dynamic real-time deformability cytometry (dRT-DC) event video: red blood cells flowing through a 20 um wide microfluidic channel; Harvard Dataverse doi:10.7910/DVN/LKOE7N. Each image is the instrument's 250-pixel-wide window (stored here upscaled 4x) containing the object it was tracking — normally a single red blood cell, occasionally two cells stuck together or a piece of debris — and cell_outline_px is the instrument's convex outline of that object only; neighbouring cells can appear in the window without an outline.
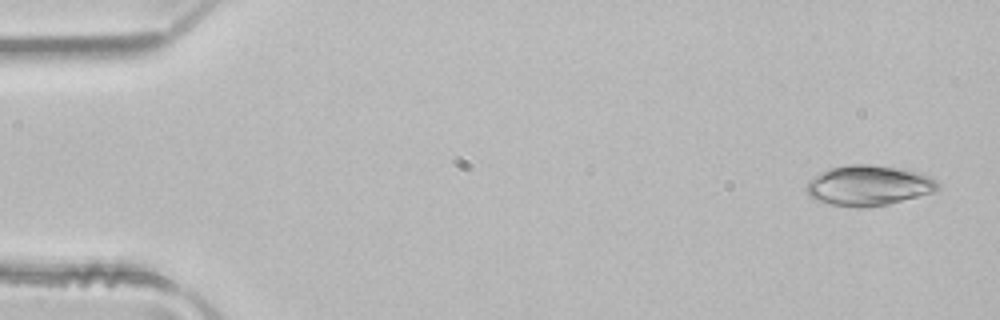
{"species": "common noctule bat (a hibernating species)", "species_latin": "Nyctalus noctula", "temperature_condition": "room temperature", "stored_images_in_passage": 4, "camera_frame_rate_fps": 3000, "um_per_image_px": 0.085, "animal": {"sex": "male", "body_mass_g": 21.5, "forearm_length_mm": 52.0}, "frame": {"image": 1, "passage_image": 1, "time_ms": 0.0, "image_size_px": [1000, 320], "cell_outline_px": [[940, 188], [932, 192], [888, 204], [868, 208], [856, 208], [832, 204], [816, 200], [808, 196], [804, 188], [808, 180], [812, 176], [820, 172], [832, 168], [848, 164], [872, 164], [896, 168], [916, 172], [928, 176], [936, 180], [940, 184]], "centroid_in_image_um": [73.77, 15.77], "position_along_channel_um": 11.2, "area_um2": 30.92}}
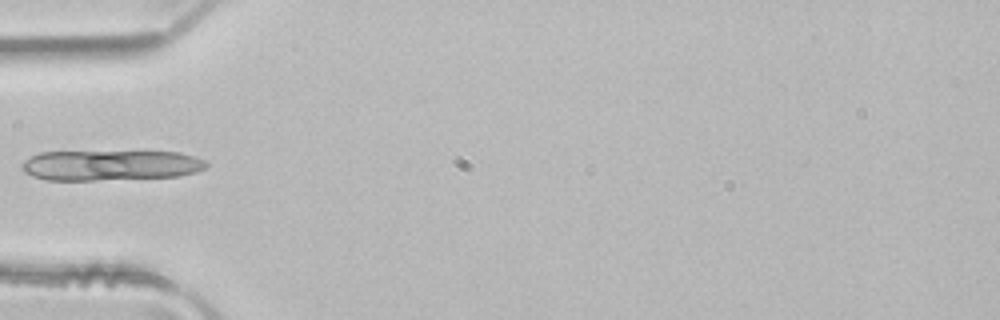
{"frame": {"image": 2, "passage_image": 4, "time_ms": 1.0, "image_size_px": [1000, 320], "cell_outline_px": [[208, 164], [204, 168], [196, 172], [180, 176], [96, 180], [48, 180], [32, 176], [24, 172], [20, 164], [24, 160], [40, 152], [180, 152], [204, 160]], "centroid_in_image_um": [9.37, 14.05], "position_along_channel_um": 75.6, "area_um2": 32.48}}